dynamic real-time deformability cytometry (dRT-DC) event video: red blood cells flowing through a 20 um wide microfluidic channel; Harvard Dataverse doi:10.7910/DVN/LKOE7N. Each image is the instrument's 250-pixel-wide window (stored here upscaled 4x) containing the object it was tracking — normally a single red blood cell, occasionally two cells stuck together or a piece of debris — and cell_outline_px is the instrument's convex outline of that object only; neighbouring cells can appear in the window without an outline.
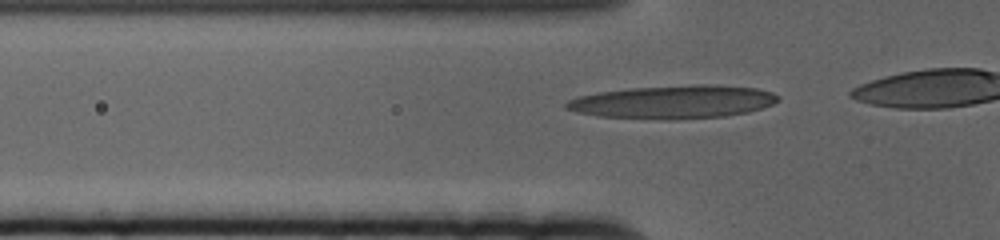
{"species": "human", "species_latin": "Homo sapiens", "temperature_condition": "cold", "stored_images_in_passage": 10, "camera_frame_rate_fps": 3000, "um_per_image_px": 0.085, "donor": {"sex": "female"}, "frame": {"image": 1, "passage_image": 4, "time_ms": 1.0, "image_size_px": [1000, 240], "cell_outline_px": [[780, 100], [772, 104], [748, 112], [724, 116], [676, 120], [664, 120], [600, 116], [576, 112], [564, 108], [564, 104], [568, 100], [576, 96], [600, 92], [632, 88], [692, 84], [704, 84], [756, 88], [772, 92], [780, 96]], "centroid_in_image_um": [57.21, 8.67], "position_along_channel_um": 68.6, "area_um2": 41.15}}
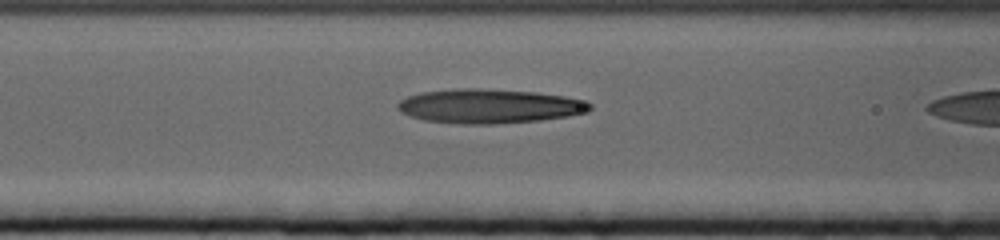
{"frame": {"image": 2, "passage_image": 9, "time_ms": 2.667, "image_size_px": [1000, 240], "cell_outline_px": [[592, 108], [588, 112], [568, 116], [540, 120], [492, 124], [460, 124], [424, 120], [400, 112], [396, 108], [396, 104], [400, 100], [408, 96], [420, 92], [460, 88], [480, 88], [536, 92], [564, 96], [588, 100], [592, 104]], "centroid_in_image_um": [41.61, 9.02], "position_along_channel_um": 125.0, "area_um2": 38.67}}